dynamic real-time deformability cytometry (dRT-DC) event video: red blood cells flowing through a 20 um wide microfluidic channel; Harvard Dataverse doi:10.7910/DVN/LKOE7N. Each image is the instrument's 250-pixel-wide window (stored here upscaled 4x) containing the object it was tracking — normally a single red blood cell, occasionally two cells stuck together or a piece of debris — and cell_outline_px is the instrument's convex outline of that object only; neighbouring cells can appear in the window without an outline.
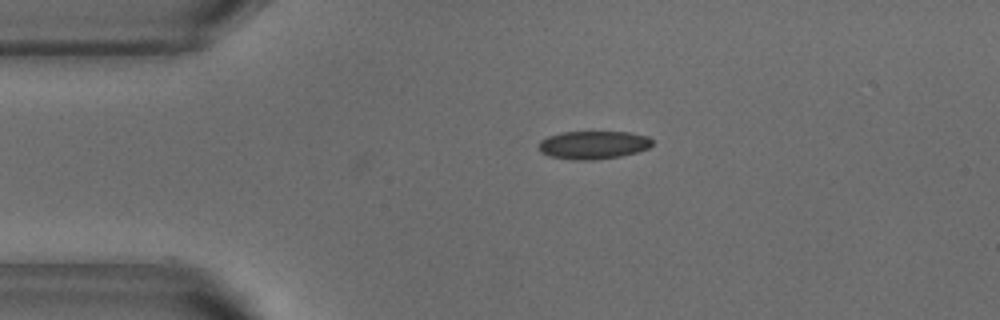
{"species": "common noctule bat (a hibernating species)", "species_latin": "Nyctalus noctula", "temperature_condition": "warm", "stored_images_in_passage": 42, "camera_frame_rate_fps": 3000, "um_per_image_px": 0.085, "animal": {"sex": "male", "body_mass_g": 18.8}, "frame": {"image": 1, "passage_image": 1, "time_ms": 0.0, "image_size_px": [1000, 320], "cell_outline_px": [[652, 144], [648, 148], [636, 152], [620, 156], [592, 160], [572, 160], [548, 156], [540, 152], [536, 144], [540, 140], [548, 136], [560, 132], [628, 132], [648, 136], [652, 140]], "centroid_in_image_um": [50.36, 12.32], "position_along_channel_um": 34.6, "area_um2": 18.79}}
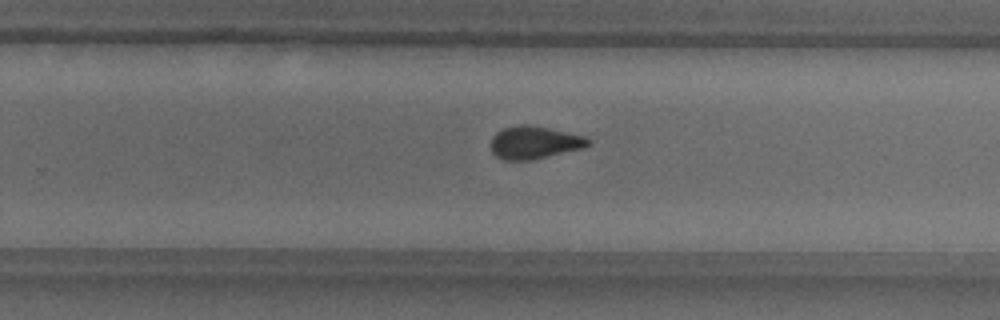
{"frame": {"image": 2, "passage_image": 23, "time_ms": 7.333, "image_size_px": [1000, 320], "cell_outline_px": [[592, 144], [584, 148], [532, 160], [504, 160], [496, 156], [492, 152], [492, 136], [496, 132], [504, 128], [520, 124], [528, 124], [588, 136], [592, 140]], "centroid_in_image_um": [45.48, 12.11], "position_along_channel_um": 284.3, "area_um2": 18.79}}
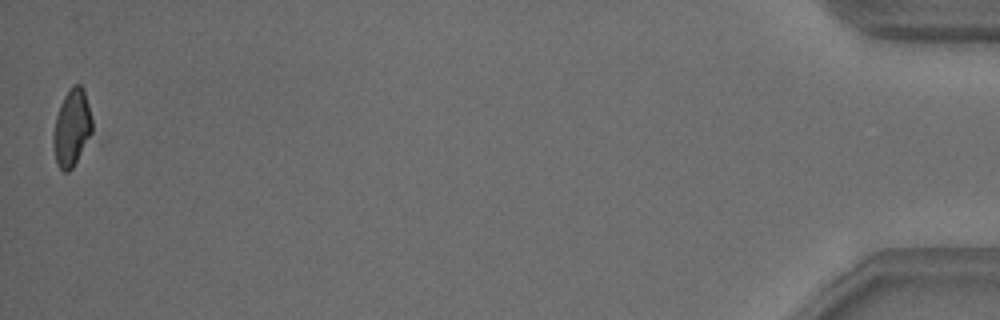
{"frame": {"image": 3, "passage_image": 42, "time_ms": 13.667, "image_size_px": [1000, 320], "cell_outline_px": [[92, 132], [72, 168], [68, 172], [64, 172], [60, 168], [56, 160], [52, 144], [52, 136], [56, 116], [60, 104], [64, 96], [72, 84], [80, 84], [84, 88], [92, 120]], "centroid_in_image_um": [6.09, 10.83], "position_along_channel_um": 429.1, "area_um2": 17.34}, "authors_computed_cell_mechanics": {"area_um2": 18.8139, "velocity_mm_per_s": 3.8321, "shape_relaxation_time_tau1_ms": 5.0565, "shape_relaxation_time_tau2_ms": 1.5536, "deformation_change_tau1": 0.1299, "deformation_change_tau2": 0.0526}}